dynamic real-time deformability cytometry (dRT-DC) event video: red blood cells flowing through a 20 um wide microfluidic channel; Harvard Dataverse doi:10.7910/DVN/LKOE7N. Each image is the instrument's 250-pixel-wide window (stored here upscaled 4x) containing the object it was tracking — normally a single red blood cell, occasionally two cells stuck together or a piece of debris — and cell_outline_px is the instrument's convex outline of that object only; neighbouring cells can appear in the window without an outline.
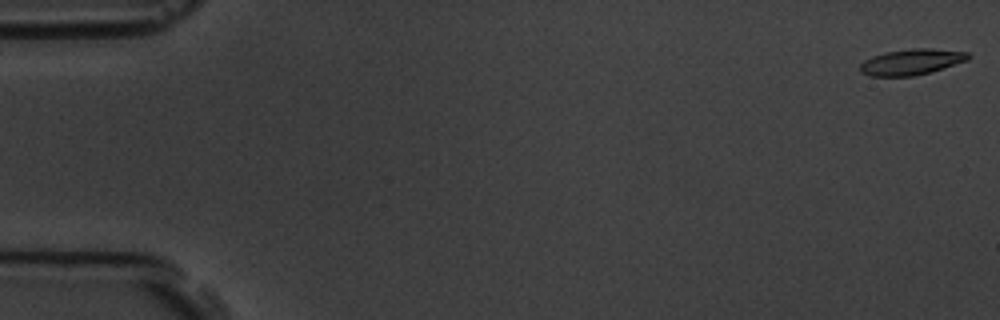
{"species": "common noctule bat (a hibernating species)", "species_latin": "Nyctalus noctula", "temperature_condition": "room temperature", "stored_images_in_passage": 5, "camera_frame_rate_fps": 3000, "um_per_image_px": 0.085, "animal": {"sex": "male", "body_mass_g": 19.5, "forearm_length_mm": 54.6}, "frame": {"image": 1, "passage_image": 1, "time_ms": 0.0, "image_size_px": [1000, 320], "cell_outline_px": [[972, 56], [968, 60], [928, 72], [912, 76], [868, 76], [860, 72], [860, 64], [864, 60], [872, 56], [884, 52], [912, 48], [928, 48], [968, 52]], "centroid_in_image_um": [77.44, 5.25], "position_along_channel_um": 7.6, "area_um2": 16.24}}
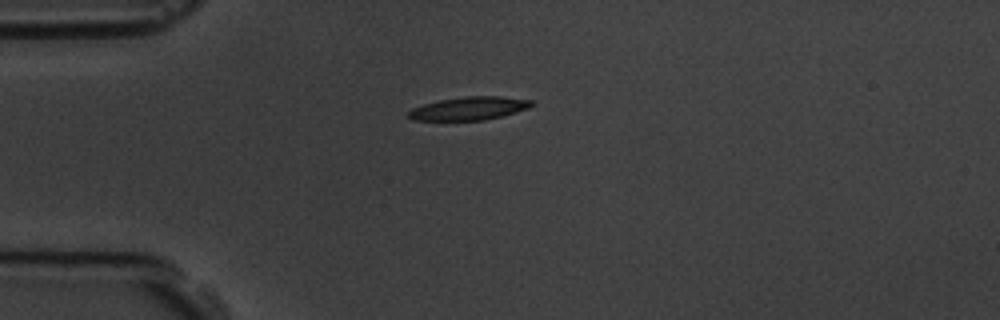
{"frame": {"image": 2, "passage_image": 5, "time_ms": 4.667, "image_size_px": [1000, 320], "cell_outline_px": [[536, 104], [528, 108], [500, 116], [484, 120], [412, 120], [408, 116], [408, 112], [412, 108], [424, 104], [440, 100], [464, 96], [500, 96], [532, 100]], "centroid_in_image_um": [39.88, 9.2], "position_along_channel_um": 45.1, "area_um2": 16.53}}